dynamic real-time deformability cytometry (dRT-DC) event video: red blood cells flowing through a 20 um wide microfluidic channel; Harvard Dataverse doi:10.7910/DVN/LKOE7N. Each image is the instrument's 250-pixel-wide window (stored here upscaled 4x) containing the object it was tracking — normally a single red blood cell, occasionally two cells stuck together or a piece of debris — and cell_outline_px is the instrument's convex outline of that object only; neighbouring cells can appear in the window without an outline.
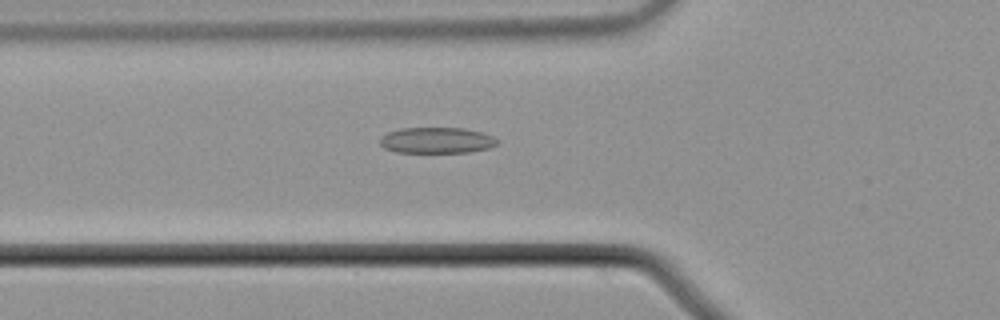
{"species": "common noctule bat (a hibernating species)", "species_latin": "Nyctalus noctula", "temperature_condition": "cold", "stored_images_in_passage": 52, "camera_frame_rate_fps": 3000, "um_per_image_px": 0.085, "animal": {"sex": "male", "body_mass_g": 21.5, "forearm_length_mm": 52.0}, "frame": {"image": 1, "passage_image": 17, "time_ms": 5.333, "image_size_px": [1000, 320], "cell_outline_px": [[500, 140], [496, 144], [488, 148], [468, 152], [396, 152], [384, 148], [380, 144], [380, 136], [388, 132], [400, 128], [464, 128], [480, 132], [492, 136]], "centroid_in_image_um": [37.09, 11.92], "position_along_channel_um": 88.7, "area_um2": 17.69}}
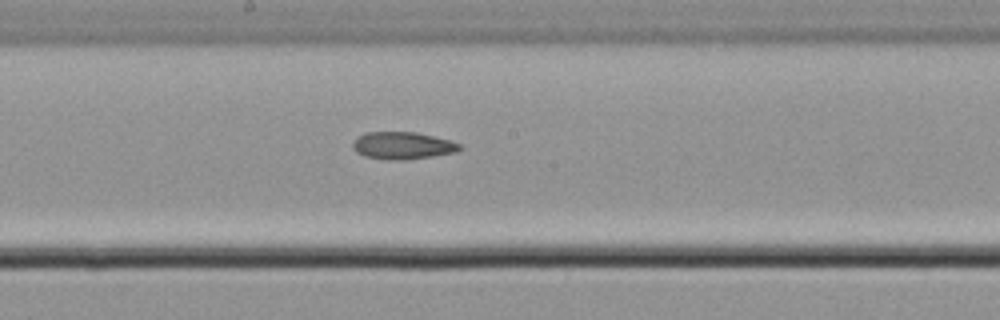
{"frame": {"image": 2, "passage_image": 27, "time_ms": 8.667, "image_size_px": [1000, 320], "cell_outline_px": [[460, 148], [456, 152], [432, 156], [404, 160], [388, 160], [364, 156], [356, 152], [352, 148], [352, 144], [360, 136], [368, 132], [416, 132], [448, 140], [460, 144]], "centroid_in_image_um": [34.19, 12.38], "position_along_channel_um": 214.0, "area_um2": 16.76}}
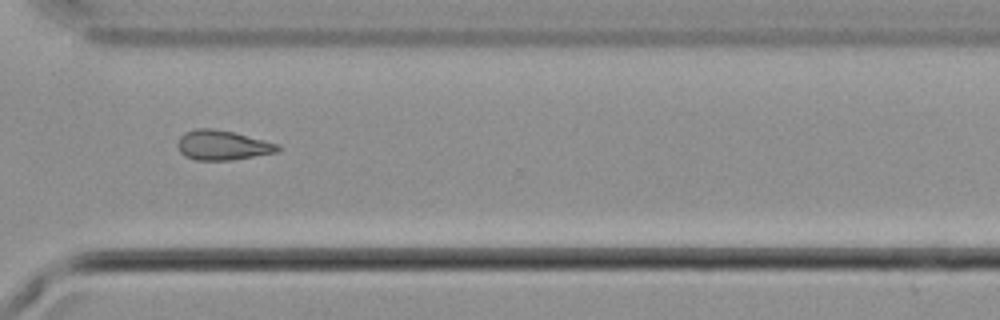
{"frame": {"image": 3, "passage_image": 38, "time_ms": 12.333, "image_size_px": [1000, 320], "cell_outline_px": [[280, 148], [276, 152], [232, 160], [196, 160], [184, 156], [180, 152], [176, 144], [180, 136], [184, 132], [196, 128], [212, 128], [236, 132], [280, 144]], "centroid_in_image_um": [18.89, 12.33], "position_along_channel_um": 351.7, "area_um2": 17.57}}